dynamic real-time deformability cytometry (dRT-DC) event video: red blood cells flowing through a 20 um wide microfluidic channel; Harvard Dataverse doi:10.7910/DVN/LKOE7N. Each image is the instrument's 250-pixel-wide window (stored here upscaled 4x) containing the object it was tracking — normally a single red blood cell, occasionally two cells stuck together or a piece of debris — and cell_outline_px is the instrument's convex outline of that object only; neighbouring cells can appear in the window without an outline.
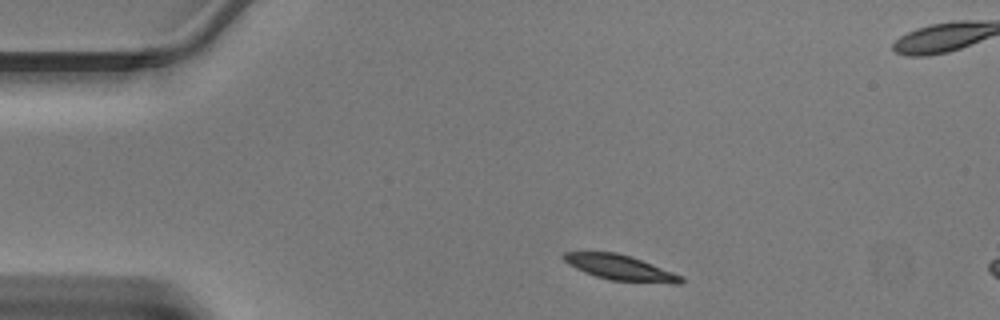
{"species": "Egyptian fruit bat (a non-hibernating species)", "species_latin": "Rousettus aegyptiacus", "temperature_condition": "warm", "stored_images_in_passage": 6, "camera_frame_rate_fps": 3000, "um_per_image_px": 0.085, "animal": {"sex": "male"}, "frame": {"image": 1, "passage_image": 1, "time_ms": 0.0, "image_size_px": [1000, 320], "cell_outline_px": [[684, 280], [680, 284], [672, 284], [612, 280], [596, 276], [584, 272], [568, 264], [560, 256], [564, 252], [616, 252], [632, 256], [672, 272], [680, 276]], "centroid_in_image_um": [52.7, 22.74], "position_along_channel_um": 32.3, "area_um2": 17.17}}